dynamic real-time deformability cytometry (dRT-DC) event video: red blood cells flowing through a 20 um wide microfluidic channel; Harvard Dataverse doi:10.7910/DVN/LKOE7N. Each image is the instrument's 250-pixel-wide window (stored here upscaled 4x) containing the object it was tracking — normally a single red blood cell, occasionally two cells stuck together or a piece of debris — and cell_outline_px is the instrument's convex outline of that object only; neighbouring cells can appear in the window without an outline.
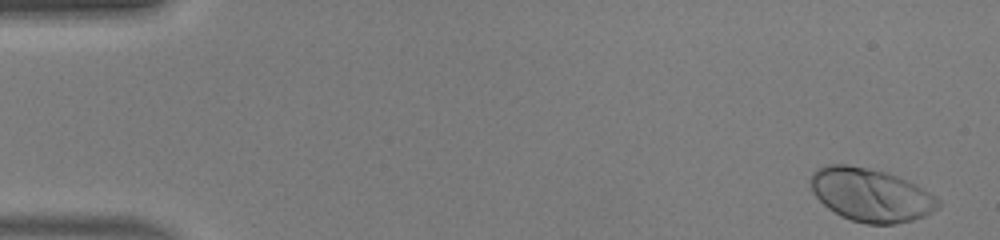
{"species": "human", "species_latin": "Homo sapiens", "temperature_condition": "warm", "stored_images_in_passage": 48, "camera_frame_rate_fps": 3000, "um_per_image_px": 0.085, "donor": {"sex": "male"}, "frame": {"image": 1, "passage_image": 1, "time_ms": 0.0, "image_size_px": [1000, 240], "cell_outline_px": [[940, 208], [924, 216], [912, 220], [896, 224], [868, 224], [852, 220], [840, 216], [828, 208], [812, 192], [808, 180], [812, 172], [816, 168], [828, 164], [848, 164], [888, 172], [916, 184], [936, 196], [940, 200]], "centroid_in_image_um": [74.01, 16.55], "position_along_channel_um": 11.0, "area_um2": 40.0}}
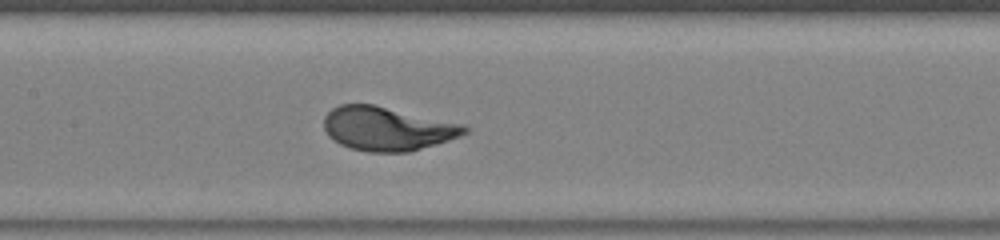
{"frame": {"image": 2, "passage_image": 23, "time_ms": 7.333, "image_size_px": [1000, 240], "cell_outline_px": [[468, 132], [460, 136], [436, 144], [408, 152], [368, 152], [352, 148], [340, 144], [328, 136], [324, 128], [324, 116], [332, 108], [340, 104], [372, 104], [464, 124], [468, 128]], "centroid_in_image_um": [32.9, 10.93], "position_along_channel_um": 174.5, "area_um2": 35.78}}
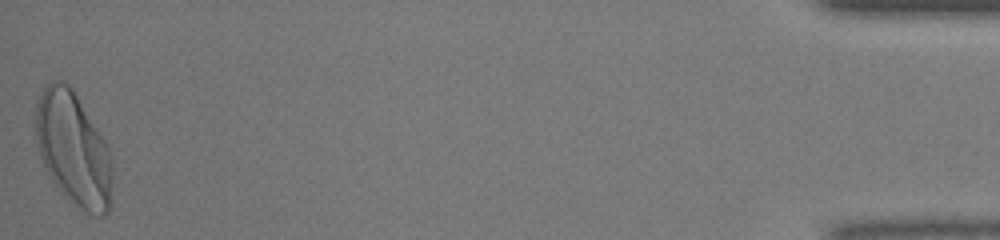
{"frame": {"image": 3, "passage_image": 48, "time_ms": 15.667, "image_size_px": [1000, 240], "cell_outline_px": [[112, 204], [108, 212], [100, 216], [92, 216], [84, 212], [72, 204], [60, 192], [52, 180], [40, 156], [36, 144], [36, 104], [44, 88], [52, 80], [64, 80], [72, 88], [108, 144], [112, 160]], "centroid_in_image_um": [6.27, 12.71], "position_along_channel_um": 428.9, "area_um2": 51.33}}